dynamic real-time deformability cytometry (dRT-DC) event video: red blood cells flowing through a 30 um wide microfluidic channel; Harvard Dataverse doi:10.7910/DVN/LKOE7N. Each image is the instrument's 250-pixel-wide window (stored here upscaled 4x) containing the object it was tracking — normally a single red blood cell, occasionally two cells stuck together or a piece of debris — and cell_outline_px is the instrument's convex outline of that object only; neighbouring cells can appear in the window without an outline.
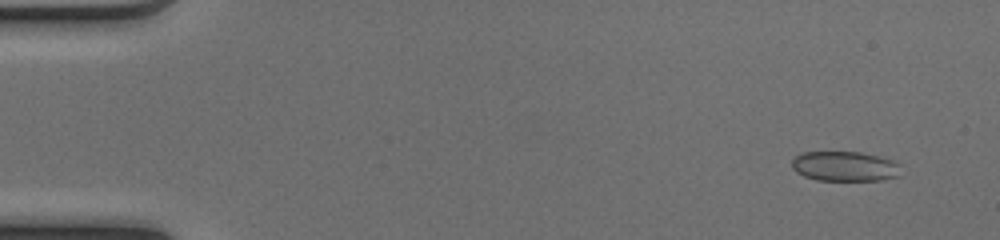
{"species": "common noctule bat (a hibernating species)", "species_latin": "Nyctalus noctula", "temperature_condition": "cold", "stored_images_in_passage": 51, "camera_frame_rate_fps": 3000, "um_per_image_px": 0.085, "animal": {"sex": "female", "body_mass_g": 17.0, "forearm_length_mm": 48.0}, "frame": {"image": 1, "passage_image": 4, "time_ms": 1.0, "image_size_px": [1000, 240], "cell_outline_px": [[900, 176], [880, 180], [816, 180], [804, 176], [796, 172], [792, 168], [792, 160], [796, 156], [804, 152], [860, 152], [892, 160], [900, 164]], "centroid_in_image_um": [71.81, 14.14], "position_along_channel_um": 13.2, "area_um2": 18.96}}
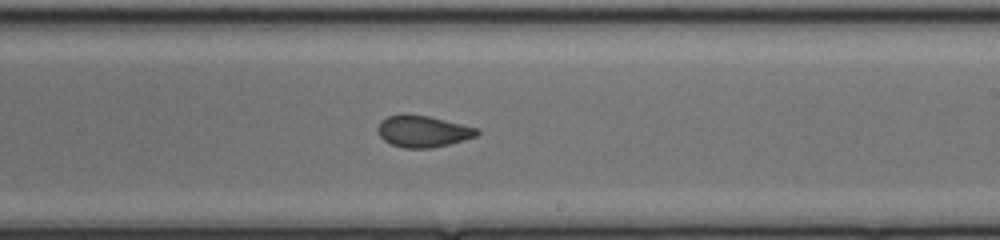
{"frame": {"image": 2, "passage_image": 31, "time_ms": 10.0, "image_size_px": [1000, 240], "cell_outline_px": [[480, 132], [476, 136], [464, 140], [432, 148], [404, 148], [392, 144], [384, 140], [380, 136], [376, 128], [380, 120], [388, 116], [404, 112], [428, 116], [476, 128]], "centroid_in_image_um": [35.89, 11.14], "position_along_channel_um": 253.1, "area_um2": 18.32}}
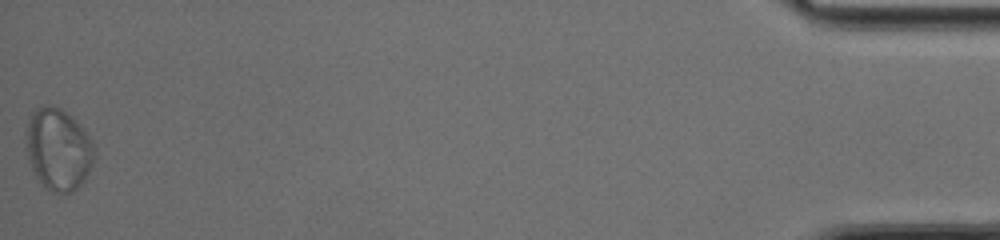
{"frame": {"image": 3, "passage_image": 51, "time_ms": 16.667, "image_size_px": [1000, 240], "cell_outline_px": [[96, 156], [84, 180], [72, 192], [52, 192], [44, 188], [36, 176], [32, 168], [28, 156], [24, 132], [32, 112], [36, 108], [44, 104], [48, 104], [60, 108], [72, 116], [76, 120], [88, 136], [96, 148]], "centroid_in_image_um": [4.95, 12.67], "position_along_channel_um": 430.3, "area_um2": 32.77}, "authors_computed_cell_mechanics": {"area_um2": 18.9584, "velocity_mm_per_s": 4.1224, "shape_relaxation_time_tau1_ms": 10.64, "shape_relaxation_time_tau2_ms": 0.6911, "deformation_change_tau1": 0.1674, "deformation_change_tau2": 0.0424}}